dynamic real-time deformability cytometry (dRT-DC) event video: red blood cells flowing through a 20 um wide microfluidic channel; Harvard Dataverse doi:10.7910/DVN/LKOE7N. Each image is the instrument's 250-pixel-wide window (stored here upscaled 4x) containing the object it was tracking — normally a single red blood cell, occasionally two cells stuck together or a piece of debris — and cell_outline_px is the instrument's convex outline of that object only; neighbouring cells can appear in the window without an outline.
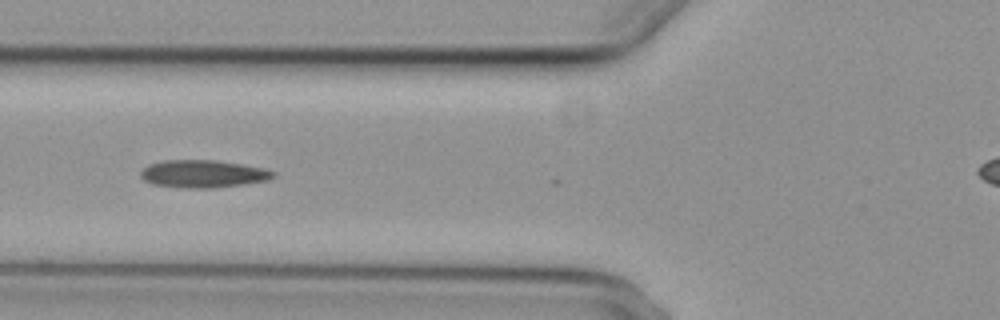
{"species": "common noctule bat (a hibernating species)", "species_latin": "Nyctalus noctula", "temperature_condition": "cold", "stored_images_in_passage": 8, "segment_of_instrument_passage": [1, 2], "camera_frame_rate_fps": 3000, "um_per_image_px": 0.085, "animal": {"sex": "female", "body_mass_g": 29.2, "forearm_length_mm": 56.3}, "frame": {"image": 1, "passage_image": 6, "time_ms": 6.0, "image_size_px": [1000, 320], "cell_outline_px": [[276, 176], [268, 180], [244, 184], [212, 188], [184, 188], [152, 184], [144, 180], [140, 176], [140, 172], [148, 164], [164, 160], [216, 160], [244, 164], [264, 168], [276, 172]], "centroid_in_image_um": [17.28, 14.77], "position_along_channel_um": 108.5, "area_um2": 21.5}}